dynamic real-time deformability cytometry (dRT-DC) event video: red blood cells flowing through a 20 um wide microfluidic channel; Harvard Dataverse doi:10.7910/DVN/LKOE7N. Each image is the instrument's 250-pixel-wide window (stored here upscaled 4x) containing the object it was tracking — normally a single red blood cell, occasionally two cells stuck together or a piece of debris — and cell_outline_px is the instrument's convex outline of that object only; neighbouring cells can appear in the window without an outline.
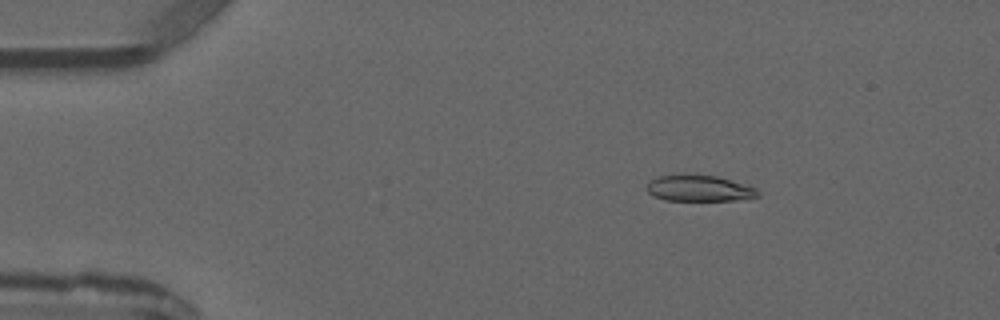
{"species": "common noctule bat (a hibernating species)", "species_latin": "Nyctalus noctula", "temperature_condition": "warm", "stored_images_in_passage": 3, "camera_frame_rate_fps": 3000, "um_per_image_px": 0.085, "animal": {"sex": "male", "forearm_length_mm": 52.5}, "frame": {"image": 1, "passage_image": 1, "time_ms": 0.0, "image_size_px": [1000, 320], "cell_outline_px": [[760, 196], [736, 200], [664, 200], [652, 196], [644, 188], [656, 176], [696, 172], [716, 176], [748, 184], [756, 188], [760, 192]], "centroid_in_image_um": [59.42, 15.97], "position_along_channel_um": 25.6, "area_um2": 17.57}}
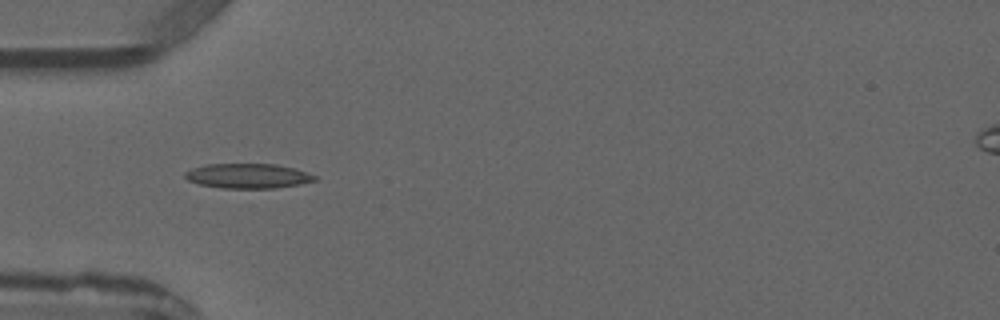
{"frame": {"image": 2, "passage_image": 3, "time_ms": 2.333, "image_size_px": [1000, 320], "cell_outline_px": [[316, 180], [300, 184], [276, 188], [224, 188], [200, 184], [188, 180], [184, 176], [184, 172], [192, 168], [204, 164], [276, 164], [296, 168], [316, 176]], "centroid_in_image_um": [21.07, 14.94], "position_along_channel_um": 63.9, "area_um2": 18.73}}